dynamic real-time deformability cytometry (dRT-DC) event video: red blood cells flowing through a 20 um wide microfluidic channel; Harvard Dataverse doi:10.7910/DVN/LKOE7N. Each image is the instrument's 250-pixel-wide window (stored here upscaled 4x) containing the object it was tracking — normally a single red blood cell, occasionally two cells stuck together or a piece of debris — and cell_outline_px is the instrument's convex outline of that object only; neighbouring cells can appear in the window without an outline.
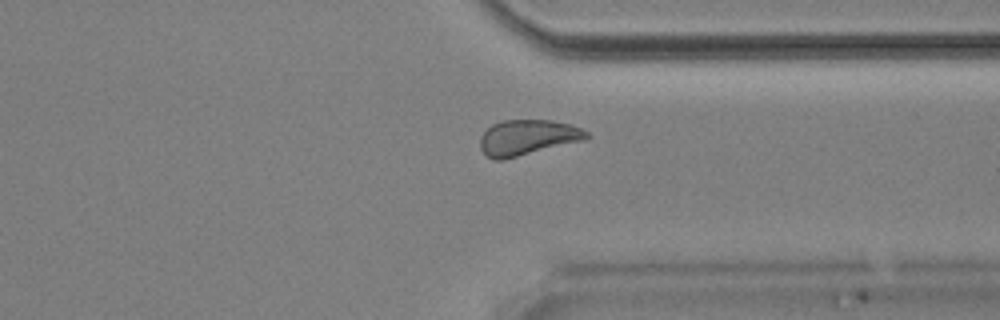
{"species": "Egyptian fruit bat (a non-hibernating species)", "species_latin": "Rousettus aegyptiacus", "temperature_condition": "room temperature", "stored_images_in_passage": 42, "camera_frame_rate_fps": 3000, "um_per_image_px": 0.085, "animal": {"sex": "male"}, "frame": {"image": 1, "passage_image": 36, "time_ms": 11.667, "image_size_px": [1000, 320], "cell_outline_px": [[592, 136], [588, 140], [504, 160], [492, 160], [480, 148], [480, 136], [492, 124], [504, 120], [552, 120], [572, 124], [588, 132]], "centroid_in_image_um": [44.9, 11.7], "position_along_channel_um": 366.5, "area_um2": 22.48}, "authors_computed_cell_mechanics": {"area_um2": 22.3686, "velocity_mm_per_s": 3.8778, "shape_relaxation_time_tau1_ms": null, "shape_relaxation_time_tau2_ms": 2.2545, "deformation_change_tau1": null, "deformation_change_tau2": 0.0665}}